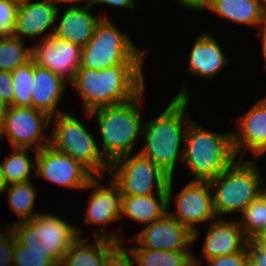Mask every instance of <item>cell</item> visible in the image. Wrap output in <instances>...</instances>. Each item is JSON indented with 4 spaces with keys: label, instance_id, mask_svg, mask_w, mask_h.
I'll use <instances>...</instances> for the list:
<instances>
[{
    "label": "cell",
    "instance_id": "31",
    "mask_svg": "<svg viewBox=\"0 0 266 266\" xmlns=\"http://www.w3.org/2000/svg\"><path fill=\"white\" fill-rule=\"evenodd\" d=\"M13 266H58L44 252L30 250L29 247L22 245L16 240L14 248Z\"/></svg>",
    "mask_w": 266,
    "mask_h": 266
},
{
    "label": "cell",
    "instance_id": "20",
    "mask_svg": "<svg viewBox=\"0 0 266 266\" xmlns=\"http://www.w3.org/2000/svg\"><path fill=\"white\" fill-rule=\"evenodd\" d=\"M173 177L169 179L167 193L150 194L146 196L121 197V215L148 225L163 218L169 210L173 192Z\"/></svg>",
    "mask_w": 266,
    "mask_h": 266
},
{
    "label": "cell",
    "instance_id": "45",
    "mask_svg": "<svg viewBox=\"0 0 266 266\" xmlns=\"http://www.w3.org/2000/svg\"><path fill=\"white\" fill-rule=\"evenodd\" d=\"M263 181L264 179L262 178L261 183H260V194L259 195L266 202V186L264 187Z\"/></svg>",
    "mask_w": 266,
    "mask_h": 266
},
{
    "label": "cell",
    "instance_id": "33",
    "mask_svg": "<svg viewBox=\"0 0 266 266\" xmlns=\"http://www.w3.org/2000/svg\"><path fill=\"white\" fill-rule=\"evenodd\" d=\"M16 235L10 226L0 230V266H13Z\"/></svg>",
    "mask_w": 266,
    "mask_h": 266
},
{
    "label": "cell",
    "instance_id": "28",
    "mask_svg": "<svg viewBox=\"0 0 266 266\" xmlns=\"http://www.w3.org/2000/svg\"><path fill=\"white\" fill-rule=\"evenodd\" d=\"M29 148L14 147V153L2 161L1 167L7 185L27 182L31 180L34 164L27 154Z\"/></svg>",
    "mask_w": 266,
    "mask_h": 266
},
{
    "label": "cell",
    "instance_id": "22",
    "mask_svg": "<svg viewBox=\"0 0 266 266\" xmlns=\"http://www.w3.org/2000/svg\"><path fill=\"white\" fill-rule=\"evenodd\" d=\"M65 88L66 80L34 63L31 107L53 119L55 114L63 113L58 104Z\"/></svg>",
    "mask_w": 266,
    "mask_h": 266
},
{
    "label": "cell",
    "instance_id": "41",
    "mask_svg": "<svg viewBox=\"0 0 266 266\" xmlns=\"http://www.w3.org/2000/svg\"><path fill=\"white\" fill-rule=\"evenodd\" d=\"M260 30H259V32L261 33V37H260V39H261V41H262V53H263V56H264V58H265V67H266V21L260 26V28H259Z\"/></svg>",
    "mask_w": 266,
    "mask_h": 266
},
{
    "label": "cell",
    "instance_id": "18",
    "mask_svg": "<svg viewBox=\"0 0 266 266\" xmlns=\"http://www.w3.org/2000/svg\"><path fill=\"white\" fill-rule=\"evenodd\" d=\"M248 242L237 220L217 219L209 226L201 253L208 260L241 252L247 247Z\"/></svg>",
    "mask_w": 266,
    "mask_h": 266
},
{
    "label": "cell",
    "instance_id": "39",
    "mask_svg": "<svg viewBox=\"0 0 266 266\" xmlns=\"http://www.w3.org/2000/svg\"><path fill=\"white\" fill-rule=\"evenodd\" d=\"M181 5L188 8L189 10L198 11L205 4L207 0H178Z\"/></svg>",
    "mask_w": 266,
    "mask_h": 266
},
{
    "label": "cell",
    "instance_id": "42",
    "mask_svg": "<svg viewBox=\"0 0 266 266\" xmlns=\"http://www.w3.org/2000/svg\"><path fill=\"white\" fill-rule=\"evenodd\" d=\"M6 108H7V105L0 99V129L3 124Z\"/></svg>",
    "mask_w": 266,
    "mask_h": 266
},
{
    "label": "cell",
    "instance_id": "14",
    "mask_svg": "<svg viewBox=\"0 0 266 266\" xmlns=\"http://www.w3.org/2000/svg\"><path fill=\"white\" fill-rule=\"evenodd\" d=\"M129 242L140 245L131 248L163 251L190 250L188 246L193 243V233L167 213L163 218L148 224Z\"/></svg>",
    "mask_w": 266,
    "mask_h": 266
},
{
    "label": "cell",
    "instance_id": "13",
    "mask_svg": "<svg viewBox=\"0 0 266 266\" xmlns=\"http://www.w3.org/2000/svg\"><path fill=\"white\" fill-rule=\"evenodd\" d=\"M82 48L70 41L46 35L40 44L31 47L32 61L71 82L81 62Z\"/></svg>",
    "mask_w": 266,
    "mask_h": 266
},
{
    "label": "cell",
    "instance_id": "32",
    "mask_svg": "<svg viewBox=\"0 0 266 266\" xmlns=\"http://www.w3.org/2000/svg\"><path fill=\"white\" fill-rule=\"evenodd\" d=\"M18 0H0V37L13 35Z\"/></svg>",
    "mask_w": 266,
    "mask_h": 266
},
{
    "label": "cell",
    "instance_id": "30",
    "mask_svg": "<svg viewBox=\"0 0 266 266\" xmlns=\"http://www.w3.org/2000/svg\"><path fill=\"white\" fill-rule=\"evenodd\" d=\"M33 75L34 62L32 60L11 72L14 87L13 106L31 107Z\"/></svg>",
    "mask_w": 266,
    "mask_h": 266
},
{
    "label": "cell",
    "instance_id": "8",
    "mask_svg": "<svg viewBox=\"0 0 266 266\" xmlns=\"http://www.w3.org/2000/svg\"><path fill=\"white\" fill-rule=\"evenodd\" d=\"M54 118L49 144L52 148L81 162L95 176H102L105 169L109 171L110 164L101 154L100 145L80 120L64 112Z\"/></svg>",
    "mask_w": 266,
    "mask_h": 266
},
{
    "label": "cell",
    "instance_id": "17",
    "mask_svg": "<svg viewBox=\"0 0 266 266\" xmlns=\"http://www.w3.org/2000/svg\"><path fill=\"white\" fill-rule=\"evenodd\" d=\"M108 232H94V245L86 244L89 239L80 236L65 252L60 266H103L108 254L122 242L119 231Z\"/></svg>",
    "mask_w": 266,
    "mask_h": 266
},
{
    "label": "cell",
    "instance_id": "5",
    "mask_svg": "<svg viewBox=\"0 0 266 266\" xmlns=\"http://www.w3.org/2000/svg\"><path fill=\"white\" fill-rule=\"evenodd\" d=\"M145 52L133 44L112 20L102 16L93 37L82 48L81 68L103 70L116 65H144Z\"/></svg>",
    "mask_w": 266,
    "mask_h": 266
},
{
    "label": "cell",
    "instance_id": "2",
    "mask_svg": "<svg viewBox=\"0 0 266 266\" xmlns=\"http://www.w3.org/2000/svg\"><path fill=\"white\" fill-rule=\"evenodd\" d=\"M144 80L143 65H116L103 70L79 67L70 84L86 113L131 101L145 89Z\"/></svg>",
    "mask_w": 266,
    "mask_h": 266
},
{
    "label": "cell",
    "instance_id": "15",
    "mask_svg": "<svg viewBox=\"0 0 266 266\" xmlns=\"http://www.w3.org/2000/svg\"><path fill=\"white\" fill-rule=\"evenodd\" d=\"M237 129L232 132L234 153L238 159L243 149L259 156L266 152V98L258 101L237 121ZM239 131V132H238Z\"/></svg>",
    "mask_w": 266,
    "mask_h": 266
},
{
    "label": "cell",
    "instance_id": "12",
    "mask_svg": "<svg viewBox=\"0 0 266 266\" xmlns=\"http://www.w3.org/2000/svg\"><path fill=\"white\" fill-rule=\"evenodd\" d=\"M176 205V211L168 214L193 233V242L199 237V228L195 225L217 217L209 181L189 182L177 195Z\"/></svg>",
    "mask_w": 266,
    "mask_h": 266
},
{
    "label": "cell",
    "instance_id": "6",
    "mask_svg": "<svg viewBox=\"0 0 266 266\" xmlns=\"http://www.w3.org/2000/svg\"><path fill=\"white\" fill-rule=\"evenodd\" d=\"M8 226L22 245L32 251L46 253L58 266L68 248L81 236L78 227L52 213H40L33 219L17 221Z\"/></svg>",
    "mask_w": 266,
    "mask_h": 266
},
{
    "label": "cell",
    "instance_id": "23",
    "mask_svg": "<svg viewBox=\"0 0 266 266\" xmlns=\"http://www.w3.org/2000/svg\"><path fill=\"white\" fill-rule=\"evenodd\" d=\"M188 71L201 77H215L229 62L217 40L208 32L195 41L189 54Z\"/></svg>",
    "mask_w": 266,
    "mask_h": 266
},
{
    "label": "cell",
    "instance_id": "3",
    "mask_svg": "<svg viewBox=\"0 0 266 266\" xmlns=\"http://www.w3.org/2000/svg\"><path fill=\"white\" fill-rule=\"evenodd\" d=\"M144 92L145 89L127 103L86 112V117L96 115L102 140L100 152L109 164L120 157L132 154L137 139L142 136L140 105Z\"/></svg>",
    "mask_w": 266,
    "mask_h": 266
},
{
    "label": "cell",
    "instance_id": "26",
    "mask_svg": "<svg viewBox=\"0 0 266 266\" xmlns=\"http://www.w3.org/2000/svg\"><path fill=\"white\" fill-rule=\"evenodd\" d=\"M32 185L31 181L6 185L3 192L5 194L8 189L6 199H8L13 212L18 218H21L18 221L30 220L40 214L33 210L37 195L36 189Z\"/></svg>",
    "mask_w": 266,
    "mask_h": 266
},
{
    "label": "cell",
    "instance_id": "1",
    "mask_svg": "<svg viewBox=\"0 0 266 266\" xmlns=\"http://www.w3.org/2000/svg\"><path fill=\"white\" fill-rule=\"evenodd\" d=\"M180 90L157 118L143 123L146 145L139 151L170 178L174 177L176 163H182L185 135L192 120L185 113L190 98L188 90L184 85Z\"/></svg>",
    "mask_w": 266,
    "mask_h": 266
},
{
    "label": "cell",
    "instance_id": "43",
    "mask_svg": "<svg viewBox=\"0 0 266 266\" xmlns=\"http://www.w3.org/2000/svg\"><path fill=\"white\" fill-rule=\"evenodd\" d=\"M53 4H55L56 6H58V4L59 3H72V5H73V3L75 4V3H79V2H81V1H84L85 2V0H50ZM87 1V0H86ZM88 4H91V0H89V2H88Z\"/></svg>",
    "mask_w": 266,
    "mask_h": 266
},
{
    "label": "cell",
    "instance_id": "46",
    "mask_svg": "<svg viewBox=\"0 0 266 266\" xmlns=\"http://www.w3.org/2000/svg\"><path fill=\"white\" fill-rule=\"evenodd\" d=\"M244 266H259V265L257 264V262L251 256H249L247 258Z\"/></svg>",
    "mask_w": 266,
    "mask_h": 266
},
{
    "label": "cell",
    "instance_id": "25",
    "mask_svg": "<svg viewBox=\"0 0 266 266\" xmlns=\"http://www.w3.org/2000/svg\"><path fill=\"white\" fill-rule=\"evenodd\" d=\"M138 266H187L193 261L191 250L163 251L130 248Z\"/></svg>",
    "mask_w": 266,
    "mask_h": 266
},
{
    "label": "cell",
    "instance_id": "7",
    "mask_svg": "<svg viewBox=\"0 0 266 266\" xmlns=\"http://www.w3.org/2000/svg\"><path fill=\"white\" fill-rule=\"evenodd\" d=\"M256 161L235 160L219 176L209 181L217 217L242 213L260 194L261 174Z\"/></svg>",
    "mask_w": 266,
    "mask_h": 266
},
{
    "label": "cell",
    "instance_id": "36",
    "mask_svg": "<svg viewBox=\"0 0 266 266\" xmlns=\"http://www.w3.org/2000/svg\"><path fill=\"white\" fill-rule=\"evenodd\" d=\"M13 88L11 72L0 71V99L7 106H13Z\"/></svg>",
    "mask_w": 266,
    "mask_h": 266
},
{
    "label": "cell",
    "instance_id": "29",
    "mask_svg": "<svg viewBox=\"0 0 266 266\" xmlns=\"http://www.w3.org/2000/svg\"><path fill=\"white\" fill-rule=\"evenodd\" d=\"M241 214L243 217L238 223L249 241L266 231V202L260 195L252 200Z\"/></svg>",
    "mask_w": 266,
    "mask_h": 266
},
{
    "label": "cell",
    "instance_id": "9",
    "mask_svg": "<svg viewBox=\"0 0 266 266\" xmlns=\"http://www.w3.org/2000/svg\"><path fill=\"white\" fill-rule=\"evenodd\" d=\"M108 173L122 195L146 196L155 194L154 188L157 193H167L170 177L139 152L110 163Z\"/></svg>",
    "mask_w": 266,
    "mask_h": 266
},
{
    "label": "cell",
    "instance_id": "16",
    "mask_svg": "<svg viewBox=\"0 0 266 266\" xmlns=\"http://www.w3.org/2000/svg\"><path fill=\"white\" fill-rule=\"evenodd\" d=\"M60 8L50 0L30 2L19 1L13 35L20 39L26 37H38L50 26L55 28L56 20L60 14Z\"/></svg>",
    "mask_w": 266,
    "mask_h": 266
},
{
    "label": "cell",
    "instance_id": "35",
    "mask_svg": "<svg viewBox=\"0 0 266 266\" xmlns=\"http://www.w3.org/2000/svg\"><path fill=\"white\" fill-rule=\"evenodd\" d=\"M128 251L131 255H128ZM132 253L119 243L107 256L103 266H133Z\"/></svg>",
    "mask_w": 266,
    "mask_h": 266
},
{
    "label": "cell",
    "instance_id": "11",
    "mask_svg": "<svg viewBox=\"0 0 266 266\" xmlns=\"http://www.w3.org/2000/svg\"><path fill=\"white\" fill-rule=\"evenodd\" d=\"M37 176L56 184L73 189H84L95 175L81 162L59 152L50 145L35 152Z\"/></svg>",
    "mask_w": 266,
    "mask_h": 266
},
{
    "label": "cell",
    "instance_id": "24",
    "mask_svg": "<svg viewBox=\"0 0 266 266\" xmlns=\"http://www.w3.org/2000/svg\"><path fill=\"white\" fill-rule=\"evenodd\" d=\"M205 9L239 25L256 26L257 31L266 21L260 0H207L199 11Z\"/></svg>",
    "mask_w": 266,
    "mask_h": 266
},
{
    "label": "cell",
    "instance_id": "37",
    "mask_svg": "<svg viewBox=\"0 0 266 266\" xmlns=\"http://www.w3.org/2000/svg\"><path fill=\"white\" fill-rule=\"evenodd\" d=\"M108 4L107 6L112 7H119V8H129V9H136L135 7V0H91V5L94 6L95 4Z\"/></svg>",
    "mask_w": 266,
    "mask_h": 266
},
{
    "label": "cell",
    "instance_id": "47",
    "mask_svg": "<svg viewBox=\"0 0 266 266\" xmlns=\"http://www.w3.org/2000/svg\"><path fill=\"white\" fill-rule=\"evenodd\" d=\"M202 261L200 259L196 258L195 255L193 254V261L187 265V266H200Z\"/></svg>",
    "mask_w": 266,
    "mask_h": 266
},
{
    "label": "cell",
    "instance_id": "38",
    "mask_svg": "<svg viewBox=\"0 0 266 266\" xmlns=\"http://www.w3.org/2000/svg\"><path fill=\"white\" fill-rule=\"evenodd\" d=\"M247 246L250 256L257 264L259 266H266V259H263V250L253 240L249 241Z\"/></svg>",
    "mask_w": 266,
    "mask_h": 266
},
{
    "label": "cell",
    "instance_id": "40",
    "mask_svg": "<svg viewBox=\"0 0 266 266\" xmlns=\"http://www.w3.org/2000/svg\"><path fill=\"white\" fill-rule=\"evenodd\" d=\"M253 241L263 250V259H266V231L259 234Z\"/></svg>",
    "mask_w": 266,
    "mask_h": 266
},
{
    "label": "cell",
    "instance_id": "44",
    "mask_svg": "<svg viewBox=\"0 0 266 266\" xmlns=\"http://www.w3.org/2000/svg\"><path fill=\"white\" fill-rule=\"evenodd\" d=\"M6 181L4 179V175H3V172H2V167H1V164H0V195L3 194L5 188H6Z\"/></svg>",
    "mask_w": 266,
    "mask_h": 266
},
{
    "label": "cell",
    "instance_id": "34",
    "mask_svg": "<svg viewBox=\"0 0 266 266\" xmlns=\"http://www.w3.org/2000/svg\"><path fill=\"white\" fill-rule=\"evenodd\" d=\"M250 256L248 246L241 252L221 255L206 260L208 266H244L247 258Z\"/></svg>",
    "mask_w": 266,
    "mask_h": 266
},
{
    "label": "cell",
    "instance_id": "21",
    "mask_svg": "<svg viewBox=\"0 0 266 266\" xmlns=\"http://www.w3.org/2000/svg\"><path fill=\"white\" fill-rule=\"evenodd\" d=\"M91 4L83 6L70 5L64 11L58 25L49 33L63 40L72 42L83 48L93 37L94 28L102 18L95 17L89 12Z\"/></svg>",
    "mask_w": 266,
    "mask_h": 266
},
{
    "label": "cell",
    "instance_id": "4",
    "mask_svg": "<svg viewBox=\"0 0 266 266\" xmlns=\"http://www.w3.org/2000/svg\"><path fill=\"white\" fill-rule=\"evenodd\" d=\"M232 132L220 134L189 122L183 146L182 163L191 171L193 180L210 181L234 161Z\"/></svg>",
    "mask_w": 266,
    "mask_h": 266
},
{
    "label": "cell",
    "instance_id": "10",
    "mask_svg": "<svg viewBox=\"0 0 266 266\" xmlns=\"http://www.w3.org/2000/svg\"><path fill=\"white\" fill-rule=\"evenodd\" d=\"M51 122V117L33 107L7 106L0 137L6 135L13 148L34 146L37 152L50 144V137L45 135L44 130Z\"/></svg>",
    "mask_w": 266,
    "mask_h": 266
},
{
    "label": "cell",
    "instance_id": "48",
    "mask_svg": "<svg viewBox=\"0 0 266 266\" xmlns=\"http://www.w3.org/2000/svg\"><path fill=\"white\" fill-rule=\"evenodd\" d=\"M260 3H261L263 15H264L265 20H266V0H260Z\"/></svg>",
    "mask_w": 266,
    "mask_h": 266
},
{
    "label": "cell",
    "instance_id": "27",
    "mask_svg": "<svg viewBox=\"0 0 266 266\" xmlns=\"http://www.w3.org/2000/svg\"><path fill=\"white\" fill-rule=\"evenodd\" d=\"M14 35L0 37V71L12 72L32 60L31 48Z\"/></svg>",
    "mask_w": 266,
    "mask_h": 266
},
{
    "label": "cell",
    "instance_id": "19",
    "mask_svg": "<svg viewBox=\"0 0 266 266\" xmlns=\"http://www.w3.org/2000/svg\"><path fill=\"white\" fill-rule=\"evenodd\" d=\"M103 176H95L86 186L85 189L93 188L90 193L86 223L106 225L114 220L121 219V197L117 185L110 179L111 185L100 184L97 178L101 180Z\"/></svg>",
    "mask_w": 266,
    "mask_h": 266
}]
</instances>
